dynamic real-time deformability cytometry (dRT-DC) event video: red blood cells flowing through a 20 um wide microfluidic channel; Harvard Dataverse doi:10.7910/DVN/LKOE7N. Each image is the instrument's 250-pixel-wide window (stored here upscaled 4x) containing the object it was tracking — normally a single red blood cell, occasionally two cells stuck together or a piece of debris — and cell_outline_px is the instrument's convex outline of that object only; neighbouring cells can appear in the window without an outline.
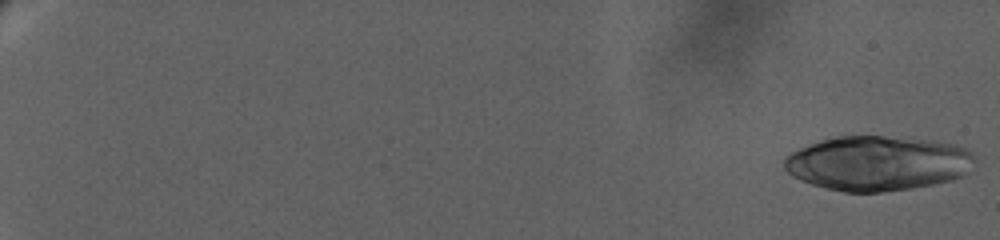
{"species": "human", "species_latin": "Homo sapiens", "temperature_condition": "warm", "stored_images_in_passage": 93, "camera_frame_rate_fps": 3000, "um_per_image_px": 0.085, "donor": {"sex": "female"}, "frame": {"image": 1, "passage_image": 1, "time_ms": 0.0, "image_size_px": [1000, 240], "cell_outline_px": [[976, 164], [968, 172], [952, 180], [932, 184], [908, 188], [880, 192], [844, 192], [812, 184], [800, 180], [792, 176], [784, 168], [784, 160], [792, 152], [800, 148], [824, 140], [840, 136], [912, 136], [952, 144], [964, 148], [972, 152], [976, 156]], "centroid_in_image_um": [74.66, 13.86], "position_along_channel_um": 10.3, "area_um2": 60.86}}
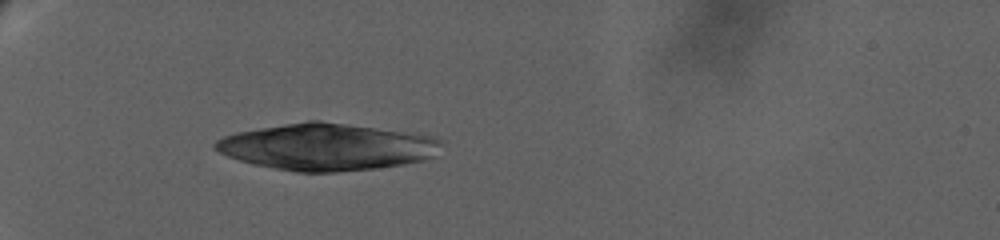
{"frame": {"image": 2, "passage_image": 26, "time_ms": 8.333, "image_size_px": [1000, 240], "cell_outline_px": [[440, 144], [432, 156], [424, 160], [404, 164], [376, 168], [336, 172], [296, 172], [252, 164], [228, 156], [212, 148], [212, 144], [216, 140], [224, 136], [236, 132], [308, 120], [320, 120], [432, 136], [440, 140]], "centroid_in_image_um": [27.71, 12.49], "position_along_channel_um": 57.3, "area_um2": 61.15}}